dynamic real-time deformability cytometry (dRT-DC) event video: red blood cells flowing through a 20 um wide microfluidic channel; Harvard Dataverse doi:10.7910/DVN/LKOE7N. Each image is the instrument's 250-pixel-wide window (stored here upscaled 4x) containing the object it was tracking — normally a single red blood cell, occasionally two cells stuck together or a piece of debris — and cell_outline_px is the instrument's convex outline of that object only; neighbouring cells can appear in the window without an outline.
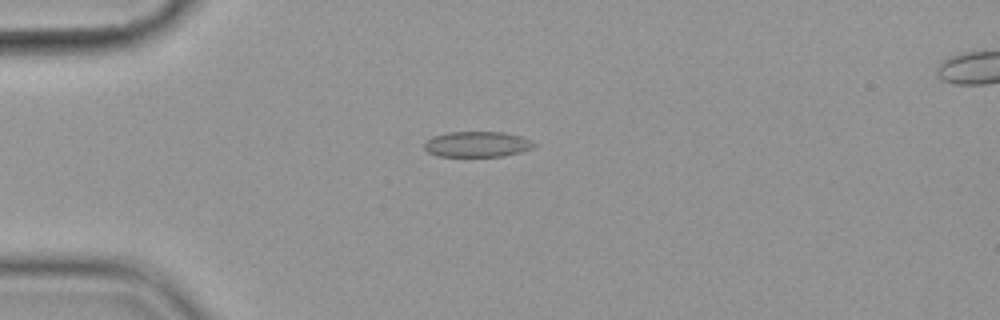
{"species": "common noctule bat (a hibernating species)", "species_latin": "Nyctalus noctula", "temperature_condition": "cold", "stored_images_in_passage": 4, "camera_frame_rate_fps": 3000, "um_per_image_px": 0.085, "animal": {"sex": "female", "body_mass_g": 19.9}, "frame": {"image": 1, "passage_image": 2, "time_ms": 1.333, "image_size_px": [1000, 320], "cell_outline_px": [[536, 144], [532, 148], [520, 152], [504, 156], [436, 156], [428, 152], [424, 148], [424, 144], [432, 136], [448, 132], [504, 132], [520, 136], [532, 140]], "centroid_in_image_um": [40.56, 12.26], "position_along_channel_um": 44.4, "area_um2": 16.36}}
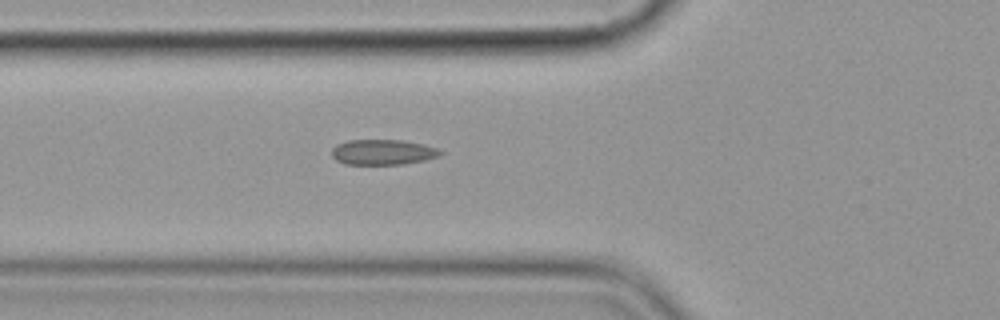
{"frame": {"image": 2, "passage_image": 4, "time_ms": 3.333, "image_size_px": [1000, 320], "cell_outline_px": [[444, 152], [440, 156], [424, 160], [404, 164], [344, 164], [336, 160], [332, 156], [332, 148], [336, 144], [348, 140], [400, 140], [424, 144], [436, 148]], "centroid_in_image_um": [32.53, 12.93], "position_along_channel_um": 93.3, "area_um2": 16.07}}